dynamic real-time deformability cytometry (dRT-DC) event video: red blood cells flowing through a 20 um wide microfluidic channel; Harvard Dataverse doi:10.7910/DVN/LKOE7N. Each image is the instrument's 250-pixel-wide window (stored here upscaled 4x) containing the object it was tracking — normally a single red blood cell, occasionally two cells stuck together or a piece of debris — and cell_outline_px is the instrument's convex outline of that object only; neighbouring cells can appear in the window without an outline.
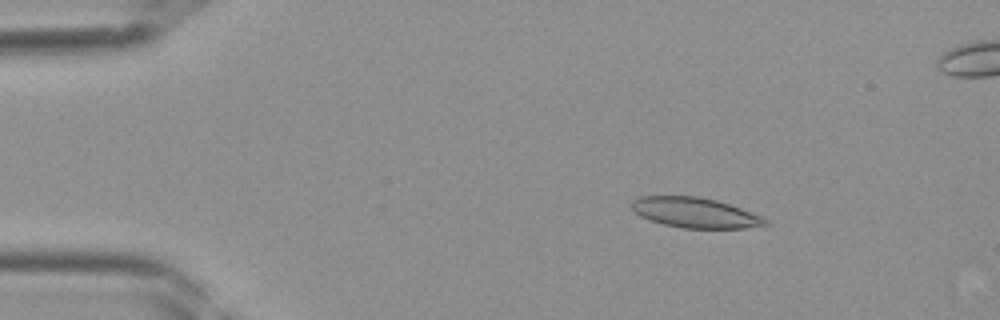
{"species": "Egyptian fruit bat (a non-hibernating species)", "species_latin": "Rousettus aegyptiacus", "temperature_condition": "room temperature", "stored_images_in_passage": 40, "camera_frame_rate_fps": 3000, "um_per_image_px": 0.085, "frame": {"image": 1, "passage_image": 6, "time_ms": 1.667, "image_size_px": [1000, 320], "cell_outline_px": [[772, 224], [744, 228], [680, 228], [648, 220], [640, 216], [632, 208], [632, 200], [640, 196], [700, 196], [716, 200], [740, 208], [760, 216], [768, 220]], "centroid_in_image_um": [59.07, 18.08], "position_along_channel_um": 25.9, "area_um2": 23.47}}
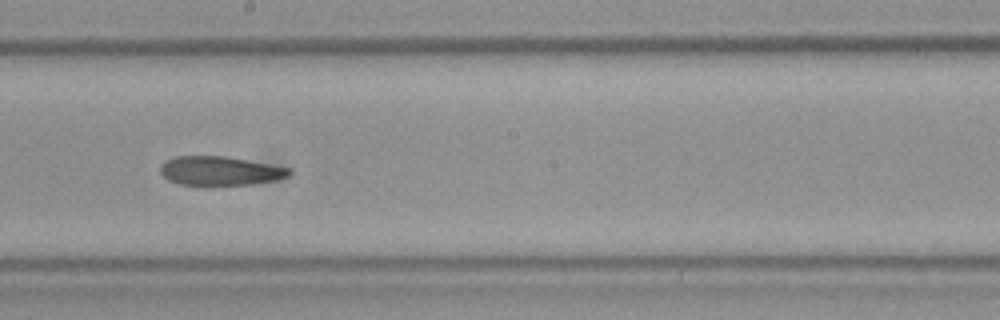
{"frame": {"image": 2, "passage_image": 22, "time_ms": 7.0, "image_size_px": [1000, 320], "cell_outline_px": [[292, 172], [288, 176], [276, 180], [252, 184], [180, 184], [168, 180], [160, 172], [160, 164], [164, 160], [176, 156], [224, 156], [268, 164], [288, 168]], "centroid_in_image_um": [18.66, 14.51], "position_along_channel_um": 229.5, "area_um2": 21.44}}
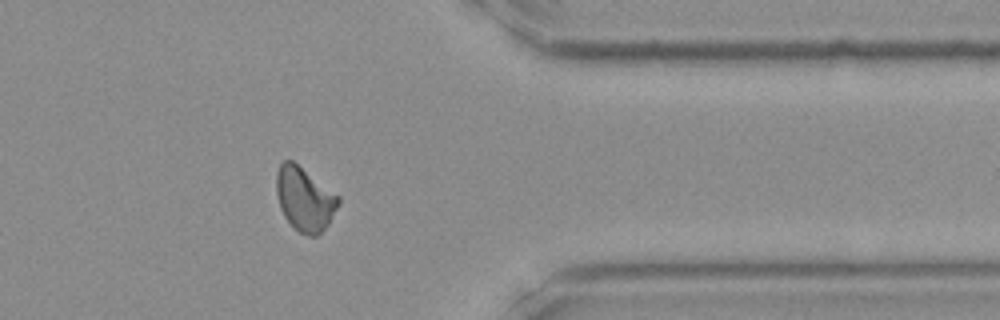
{"frame": {"image": 3, "passage_image": 32, "time_ms": 10.333, "image_size_px": [1000, 320], "cell_outline_px": [[340, 204], [328, 224], [316, 236], [308, 236], [300, 232], [284, 216], [280, 208], [276, 192], [276, 172], [280, 164], [284, 160], [292, 160], [340, 196]], "centroid_in_image_um": [25.9, 16.9], "position_along_channel_um": 385.5, "area_um2": 22.95}}